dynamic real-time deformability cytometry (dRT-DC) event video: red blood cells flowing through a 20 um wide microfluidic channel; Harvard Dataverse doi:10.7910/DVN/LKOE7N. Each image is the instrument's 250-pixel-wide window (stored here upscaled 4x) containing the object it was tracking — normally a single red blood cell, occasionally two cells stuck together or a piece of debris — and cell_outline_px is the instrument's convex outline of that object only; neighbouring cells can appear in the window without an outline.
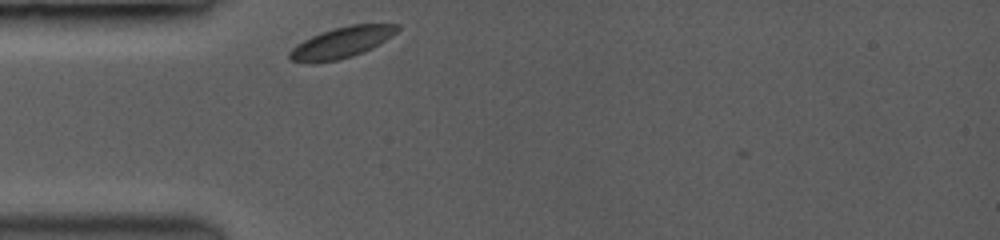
{"species": "common noctule bat (a hibernating species)", "species_latin": "Nyctalus noctula", "temperature_condition": "room temperature", "stored_images_in_passage": 34, "camera_frame_rate_fps": 3500, "um_per_image_px": 0.085, "animal": {"sex": "female", "body_mass_g": 19.0, "forearm_length_mm": 53.3}, "frame": {"image": 1, "passage_image": 1, "time_ms": 0.0, "image_size_px": [1000, 240], "cell_outline_px": [[400, 28], [392, 36], [380, 44], [372, 48], [352, 56], [336, 60], [312, 64], [288, 60], [288, 52], [296, 44], [320, 32], [332, 28], [352, 24], [400, 24]], "centroid_in_image_um": [29.01, 3.62], "position_along_channel_um": 56.0, "area_um2": 19.65}}
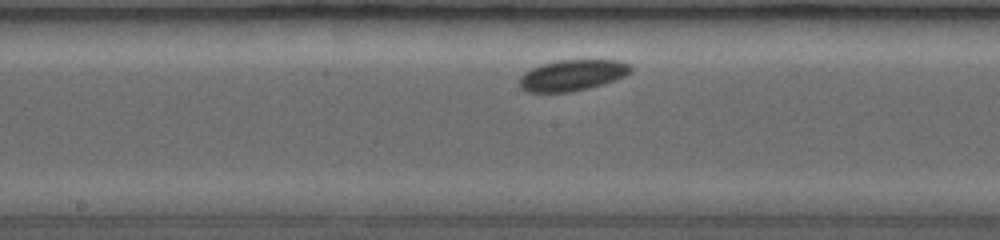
{"frame": {"image": 2, "passage_image": 15, "time_ms": 4.0, "image_size_px": [1000, 240], "cell_outline_px": [[632, 72], [616, 80], [588, 88], [568, 92], [532, 92], [520, 88], [520, 76], [524, 72], [540, 64], [556, 60], [620, 60], [632, 64]], "centroid_in_image_um": [48.68, 6.38], "position_along_channel_um": 199.5, "area_um2": 20.23}}
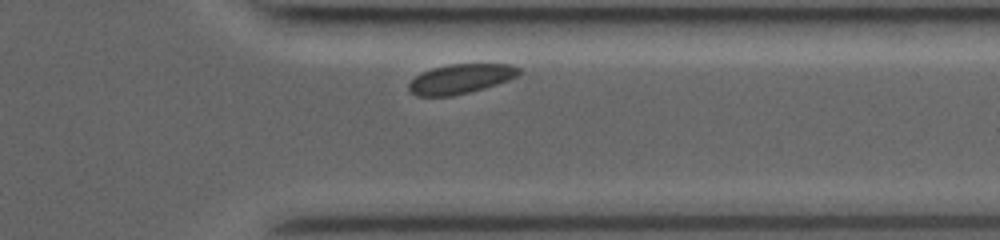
{"frame": {"image": 3, "passage_image": 31, "time_ms": 8.571, "image_size_px": [1000, 240], "cell_outline_px": [[520, 72], [516, 76], [508, 80], [496, 84], [468, 92], [452, 96], [416, 96], [408, 92], [408, 84], [416, 76], [432, 68], [452, 64], [508, 64], [520, 68]], "centroid_in_image_um": [39.11, 6.71], "position_along_channel_um": 372.3, "area_um2": 18.73}, "authors_computed_cell_mechanics": {"area_um2": 19.5364, "velocity_mm_per_s": 3.734, "shape_relaxation_time_tau1_ms": 7.81, "shape_relaxation_time_tau2_ms": null, "deformation_change_tau1": 0.1133, "deformation_change_tau2": null}}